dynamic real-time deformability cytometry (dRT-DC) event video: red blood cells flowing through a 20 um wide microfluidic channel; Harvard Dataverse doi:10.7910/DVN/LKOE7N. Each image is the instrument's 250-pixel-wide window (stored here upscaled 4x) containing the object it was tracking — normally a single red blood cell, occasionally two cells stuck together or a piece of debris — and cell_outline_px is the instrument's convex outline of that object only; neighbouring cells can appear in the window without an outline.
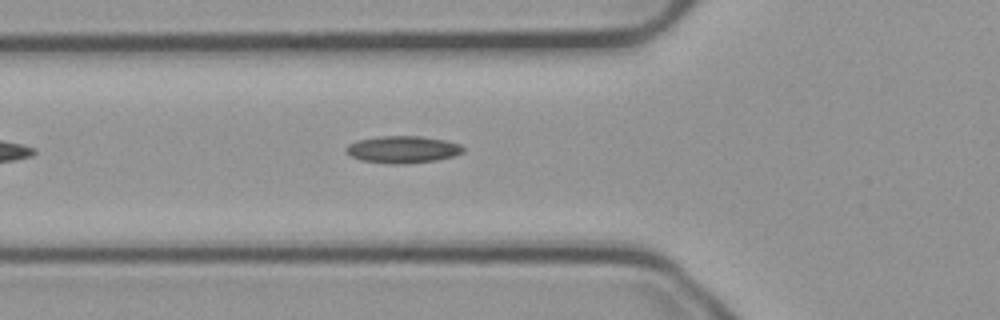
{"species": "common noctule bat (a hibernating species)", "species_latin": "Nyctalus noctula", "temperature_condition": "cold", "stored_images_in_passage": 7, "camera_frame_rate_fps": 3000, "um_per_image_px": 0.085, "animal": {"sex": "male", "body_mass_g": 23.1, "forearm_length_mm": 52.7}, "frame": {"image": 1, "passage_image": 3, "time_ms": 0.667, "image_size_px": [1000, 320], "cell_outline_px": [[464, 152], [452, 156], [436, 160], [404, 164], [388, 164], [360, 160], [344, 152], [344, 148], [348, 144], [356, 140], [380, 136], [420, 136], [444, 140], [460, 144], [464, 148]], "centroid_in_image_um": [34.18, 12.7], "position_along_channel_um": 91.6, "area_um2": 18.61}}